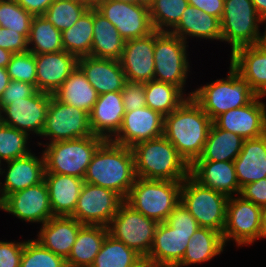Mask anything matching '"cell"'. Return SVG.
Returning <instances> with one entry per match:
<instances>
[{"mask_svg":"<svg viewBox=\"0 0 266 267\" xmlns=\"http://www.w3.org/2000/svg\"><path fill=\"white\" fill-rule=\"evenodd\" d=\"M212 123L201 106L187 97L177 109L164 116L163 136L191 165L202 155Z\"/></svg>","mask_w":266,"mask_h":267,"instance_id":"6da1fadb","label":"cell"},{"mask_svg":"<svg viewBox=\"0 0 266 267\" xmlns=\"http://www.w3.org/2000/svg\"><path fill=\"white\" fill-rule=\"evenodd\" d=\"M136 179L132 148L105 140L87 167L84 182L108 188L124 200Z\"/></svg>","mask_w":266,"mask_h":267,"instance_id":"7a4b0ae2","label":"cell"},{"mask_svg":"<svg viewBox=\"0 0 266 267\" xmlns=\"http://www.w3.org/2000/svg\"><path fill=\"white\" fill-rule=\"evenodd\" d=\"M131 148L138 178L183 182L190 175V165L164 136Z\"/></svg>","mask_w":266,"mask_h":267,"instance_id":"3957f363","label":"cell"},{"mask_svg":"<svg viewBox=\"0 0 266 267\" xmlns=\"http://www.w3.org/2000/svg\"><path fill=\"white\" fill-rule=\"evenodd\" d=\"M194 89L192 98L214 121L219 115L249 104L256 94L248 83L231 67L227 77Z\"/></svg>","mask_w":266,"mask_h":267,"instance_id":"277c9868","label":"cell"},{"mask_svg":"<svg viewBox=\"0 0 266 267\" xmlns=\"http://www.w3.org/2000/svg\"><path fill=\"white\" fill-rule=\"evenodd\" d=\"M181 187L179 181L136 177L125 202L144 216L165 222L180 203Z\"/></svg>","mask_w":266,"mask_h":267,"instance_id":"5b68a950","label":"cell"},{"mask_svg":"<svg viewBox=\"0 0 266 267\" xmlns=\"http://www.w3.org/2000/svg\"><path fill=\"white\" fill-rule=\"evenodd\" d=\"M104 141L105 139L93 134L72 140L43 143L45 173L65 174L84 179L88 165Z\"/></svg>","mask_w":266,"mask_h":267,"instance_id":"8992f818","label":"cell"},{"mask_svg":"<svg viewBox=\"0 0 266 267\" xmlns=\"http://www.w3.org/2000/svg\"><path fill=\"white\" fill-rule=\"evenodd\" d=\"M169 32L154 30V80L172 84L184 94L190 72L187 49L189 45Z\"/></svg>","mask_w":266,"mask_h":267,"instance_id":"52a82bcc","label":"cell"},{"mask_svg":"<svg viewBox=\"0 0 266 267\" xmlns=\"http://www.w3.org/2000/svg\"><path fill=\"white\" fill-rule=\"evenodd\" d=\"M228 197L200 185L190 175L182 182L180 202L196 219L199 227L223 233Z\"/></svg>","mask_w":266,"mask_h":267,"instance_id":"ba28073f","label":"cell"},{"mask_svg":"<svg viewBox=\"0 0 266 267\" xmlns=\"http://www.w3.org/2000/svg\"><path fill=\"white\" fill-rule=\"evenodd\" d=\"M221 22V42L231 46V54L238 48L255 45L262 19L251 0H225Z\"/></svg>","mask_w":266,"mask_h":267,"instance_id":"9c48e42d","label":"cell"},{"mask_svg":"<svg viewBox=\"0 0 266 267\" xmlns=\"http://www.w3.org/2000/svg\"><path fill=\"white\" fill-rule=\"evenodd\" d=\"M157 225V221L135 211L124 201L108 225V232L145 259L150 253Z\"/></svg>","mask_w":266,"mask_h":267,"instance_id":"30bf717a","label":"cell"},{"mask_svg":"<svg viewBox=\"0 0 266 267\" xmlns=\"http://www.w3.org/2000/svg\"><path fill=\"white\" fill-rule=\"evenodd\" d=\"M261 209L240 195L228 198L222 233L225 246L230 241H234L238 247L248 246L259 239Z\"/></svg>","mask_w":266,"mask_h":267,"instance_id":"8fae6325","label":"cell"},{"mask_svg":"<svg viewBox=\"0 0 266 267\" xmlns=\"http://www.w3.org/2000/svg\"><path fill=\"white\" fill-rule=\"evenodd\" d=\"M93 135L89 114L82 109L62 103L50 97L44 129L40 138H48L49 142L72 140Z\"/></svg>","mask_w":266,"mask_h":267,"instance_id":"7c38bea8","label":"cell"},{"mask_svg":"<svg viewBox=\"0 0 266 267\" xmlns=\"http://www.w3.org/2000/svg\"><path fill=\"white\" fill-rule=\"evenodd\" d=\"M124 201L111 189L84 182L71 217L83 225L108 227Z\"/></svg>","mask_w":266,"mask_h":267,"instance_id":"4fadbf2b","label":"cell"},{"mask_svg":"<svg viewBox=\"0 0 266 267\" xmlns=\"http://www.w3.org/2000/svg\"><path fill=\"white\" fill-rule=\"evenodd\" d=\"M94 8L117 28L125 41L147 36L154 31L146 4L100 0Z\"/></svg>","mask_w":266,"mask_h":267,"instance_id":"5bb4252c","label":"cell"},{"mask_svg":"<svg viewBox=\"0 0 266 267\" xmlns=\"http://www.w3.org/2000/svg\"><path fill=\"white\" fill-rule=\"evenodd\" d=\"M52 95L37 91L33 96L13 101L2 108L3 123L28 135L41 136ZM30 132V133H29Z\"/></svg>","mask_w":266,"mask_h":267,"instance_id":"9a60e30c","label":"cell"},{"mask_svg":"<svg viewBox=\"0 0 266 267\" xmlns=\"http://www.w3.org/2000/svg\"><path fill=\"white\" fill-rule=\"evenodd\" d=\"M3 211L28 223H46L53 217L46 182L9 194Z\"/></svg>","mask_w":266,"mask_h":267,"instance_id":"2e32d148","label":"cell"},{"mask_svg":"<svg viewBox=\"0 0 266 267\" xmlns=\"http://www.w3.org/2000/svg\"><path fill=\"white\" fill-rule=\"evenodd\" d=\"M194 233L176 230L166 221L158 223L150 253L144 262L150 267H176L182 261Z\"/></svg>","mask_w":266,"mask_h":267,"instance_id":"e0dca14e","label":"cell"},{"mask_svg":"<svg viewBox=\"0 0 266 267\" xmlns=\"http://www.w3.org/2000/svg\"><path fill=\"white\" fill-rule=\"evenodd\" d=\"M164 116L150 107L125 112L122 125L111 141L122 146L135 144L163 136Z\"/></svg>","mask_w":266,"mask_h":267,"instance_id":"ac0fdd59","label":"cell"},{"mask_svg":"<svg viewBox=\"0 0 266 267\" xmlns=\"http://www.w3.org/2000/svg\"><path fill=\"white\" fill-rule=\"evenodd\" d=\"M256 96L249 104L219 115L213 123L220 129L245 139L266 134V104Z\"/></svg>","mask_w":266,"mask_h":267,"instance_id":"d6986e66","label":"cell"},{"mask_svg":"<svg viewBox=\"0 0 266 267\" xmlns=\"http://www.w3.org/2000/svg\"><path fill=\"white\" fill-rule=\"evenodd\" d=\"M119 62L128 81L146 83L154 80V31L125 41Z\"/></svg>","mask_w":266,"mask_h":267,"instance_id":"ffe728a7","label":"cell"},{"mask_svg":"<svg viewBox=\"0 0 266 267\" xmlns=\"http://www.w3.org/2000/svg\"><path fill=\"white\" fill-rule=\"evenodd\" d=\"M36 62V89L53 95L78 65V58L65 50L34 54Z\"/></svg>","mask_w":266,"mask_h":267,"instance_id":"44dd1931","label":"cell"},{"mask_svg":"<svg viewBox=\"0 0 266 267\" xmlns=\"http://www.w3.org/2000/svg\"><path fill=\"white\" fill-rule=\"evenodd\" d=\"M35 156L32 152L24 157L6 162L7 168L2 169L5 174L4 183L0 184L4 199L16 191L26 189L44 181L45 159L43 152ZM6 170V171H5Z\"/></svg>","mask_w":266,"mask_h":267,"instance_id":"7402d4cb","label":"cell"},{"mask_svg":"<svg viewBox=\"0 0 266 267\" xmlns=\"http://www.w3.org/2000/svg\"><path fill=\"white\" fill-rule=\"evenodd\" d=\"M190 176L200 185L211 188L229 197L239 195L234 162L194 161L190 165Z\"/></svg>","mask_w":266,"mask_h":267,"instance_id":"603a6c76","label":"cell"},{"mask_svg":"<svg viewBox=\"0 0 266 267\" xmlns=\"http://www.w3.org/2000/svg\"><path fill=\"white\" fill-rule=\"evenodd\" d=\"M124 114L125 108L121 91L98 95L89 114L92 133L105 140H111L118 133Z\"/></svg>","mask_w":266,"mask_h":267,"instance_id":"cb8c5ba5","label":"cell"},{"mask_svg":"<svg viewBox=\"0 0 266 267\" xmlns=\"http://www.w3.org/2000/svg\"><path fill=\"white\" fill-rule=\"evenodd\" d=\"M78 66L98 95L122 91L127 79L119 60L84 56Z\"/></svg>","mask_w":266,"mask_h":267,"instance_id":"d4e9b609","label":"cell"},{"mask_svg":"<svg viewBox=\"0 0 266 267\" xmlns=\"http://www.w3.org/2000/svg\"><path fill=\"white\" fill-rule=\"evenodd\" d=\"M82 226L71 216H53L40 226L38 237L34 240L66 260Z\"/></svg>","mask_w":266,"mask_h":267,"instance_id":"484cf974","label":"cell"},{"mask_svg":"<svg viewBox=\"0 0 266 267\" xmlns=\"http://www.w3.org/2000/svg\"><path fill=\"white\" fill-rule=\"evenodd\" d=\"M230 66L248 83L258 97L266 95V53L255 45L244 46L230 54Z\"/></svg>","mask_w":266,"mask_h":267,"instance_id":"4316f807","label":"cell"},{"mask_svg":"<svg viewBox=\"0 0 266 267\" xmlns=\"http://www.w3.org/2000/svg\"><path fill=\"white\" fill-rule=\"evenodd\" d=\"M53 216H71L84 184V179L65 174L45 173Z\"/></svg>","mask_w":266,"mask_h":267,"instance_id":"83f0119b","label":"cell"},{"mask_svg":"<svg viewBox=\"0 0 266 267\" xmlns=\"http://www.w3.org/2000/svg\"><path fill=\"white\" fill-rule=\"evenodd\" d=\"M233 162L240 188L266 178V134L245 139L240 154Z\"/></svg>","mask_w":266,"mask_h":267,"instance_id":"f1b7e54d","label":"cell"},{"mask_svg":"<svg viewBox=\"0 0 266 267\" xmlns=\"http://www.w3.org/2000/svg\"><path fill=\"white\" fill-rule=\"evenodd\" d=\"M169 33L186 43L189 37L221 41V22L217 17L188 5L178 24Z\"/></svg>","mask_w":266,"mask_h":267,"instance_id":"f546056e","label":"cell"},{"mask_svg":"<svg viewBox=\"0 0 266 267\" xmlns=\"http://www.w3.org/2000/svg\"><path fill=\"white\" fill-rule=\"evenodd\" d=\"M52 96L58 101L82 109L88 114L98 99V93L78 65Z\"/></svg>","mask_w":266,"mask_h":267,"instance_id":"4dcf8cb0","label":"cell"},{"mask_svg":"<svg viewBox=\"0 0 266 267\" xmlns=\"http://www.w3.org/2000/svg\"><path fill=\"white\" fill-rule=\"evenodd\" d=\"M125 40L117 28L93 8V39L90 56L119 60Z\"/></svg>","mask_w":266,"mask_h":267,"instance_id":"1f68e13d","label":"cell"},{"mask_svg":"<svg viewBox=\"0 0 266 267\" xmlns=\"http://www.w3.org/2000/svg\"><path fill=\"white\" fill-rule=\"evenodd\" d=\"M108 234V227L83 225L66 259L67 267H91Z\"/></svg>","mask_w":266,"mask_h":267,"instance_id":"d6a6232c","label":"cell"},{"mask_svg":"<svg viewBox=\"0 0 266 267\" xmlns=\"http://www.w3.org/2000/svg\"><path fill=\"white\" fill-rule=\"evenodd\" d=\"M222 234L216 230L198 227L188 242L184 257L176 267L201 264L223 253Z\"/></svg>","mask_w":266,"mask_h":267,"instance_id":"836d02e7","label":"cell"},{"mask_svg":"<svg viewBox=\"0 0 266 267\" xmlns=\"http://www.w3.org/2000/svg\"><path fill=\"white\" fill-rule=\"evenodd\" d=\"M244 139L229 131L218 128L212 123L202 155L195 161H231L242 150Z\"/></svg>","mask_w":266,"mask_h":267,"instance_id":"e575fe53","label":"cell"},{"mask_svg":"<svg viewBox=\"0 0 266 267\" xmlns=\"http://www.w3.org/2000/svg\"><path fill=\"white\" fill-rule=\"evenodd\" d=\"M144 258L110 234L105 237L91 267H140Z\"/></svg>","mask_w":266,"mask_h":267,"instance_id":"d590c367","label":"cell"},{"mask_svg":"<svg viewBox=\"0 0 266 267\" xmlns=\"http://www.w3.org/2000/svg\"><path fill=\"white\" fill-rule=\"evenodd\" d=\"M93 39V8H89L69 29L62 31L63 50L77 58L90 56Z\"/></svg>","mask_w":266,"mask_h":267,"instance_id":"8d00e7d4","label":"cell"},{"mask_svg":"<svg viewBox=\"0 0 266 267\" xmlns=\"http://www.w3.org/2000/svg\"><path fill=\"white\" fill-rule=\"evenodd\" d=\"M192 95L193 92L184 94L178 87L169 83L156 80L145 83L146 106L160 112L163 116L172 113Z\"/></svg>","mask_w":266,"mask_h":267,"instance_id":"74e56055","label":"cell"},{"mask_svg":"<svg viewBox=\"0 0 266 267\" xmlns=\"http://www.w3.org/2000/svg\"><path fill=\"white\" fill-rule=\"evenodd\" d=\"M28 51L33 54L63 51L62 32L42 16H34L28 38Z\"/></svg>","mask_w":266,"mask_h":267,"instance_id":"f35d334b","label":"cell"},{"mask_svg":"<svg viewBox=\"0 0 266 267\" xmlns=\"http://www.w3.org/2000/svg\"><path fill=\"white\" fill-rule=\"evenodd\" d=\"M188 5V0H154L149 5L154 30L170 32L178 24Z\"/></svg>","mask_w":266,"mask_h":267,"instance_id":"ab89813d","label":"cell"},{"mask_svg":"<svg viewBox=\"0 0 266 267\" xmlns=\"http://www.w3.org/2000/svg\"><path fill=\"white\" fill-rule=\"evenodd\" d=\"M89 8L78 0H54L41 16L62 32L69 29Z\"/></svg>","mask_w":266,"mask_h":267,"instance_id":"60d3db41","label":"cell"},{"mask_svg":"<svg viewBox=\"0 0 266 267\" xmlns=\"http://www.w3.org/2000/svg\"><path fill=\"white\" fill-rule=\"evenodd\" d=\"M30 136L4 123L0 124V161L9 162L31 153Z\"/></svg>","mask_w":266,"mask_h":267,"instance_id":"b9f144b4","label":"cell"},{"mask_svg":"<svg viewBox=\"0 0 266 267\" xmlns=\"http://www.w3.org/2000/svg\"><path fill=\"white\" fill-rule=\"evenodd\" d=\"M33 17L16 0H0V22L2 27L22 34L27 40Z\"/></svg>","mask_w":266,"mask_h":267,"instance_id":"7bdbcfd3","label":"cell"},{"mask_svg":"<svg viewBox=\"0 0 266 267\" xmlns=\"http://www.w3.org/2000/svg\"><path fill=\"white\" fill-rule=\"evenodd\" d=\"M20 267H67L66 260L41 246L36 240L24 243Z\"/></svg>","mask_w":266,"mask_h":267,"instance_id":"ee69618b","label":"cell"},{"mask_svg":"<svg viewBox=\"0 0 266 267\" xmlns=\"http://www.w3.org/2000/svg\"><path fill=\"white\" fill-rule=\"evenodd\" d=\"M6 70L11 80L30 83L36 87V62L32 52L14 53Z\"/></svg>","mask_w":266,"mask_h":267,"instance_id":"f6af8a7d","label":"cell"},{"mask_svg":"<svg viewBox=\"0 0 266 267\" xmlns=\"http://www.w3.org/2000/svg\"><path fill=\"white\" fill-rule=\"evenodd\" d=\"M121 92L125 112L146 106L145 83L127 80Z\"/></svg>","mask_w":266,"mask_h":267,"instance_id":"bcb514c9","label":"cell"},{"mask_svg":"<svg viewBox=\"0 0 266 267\" xmlns=\"http://www.w3.org/2000/svg\"><path fill=\"white\" fill-rule=\"evenodd\" d=\"M37 91L36 87L30 83L11 80L0 97V106L3 108L13 101L33 96Z\"/></svg>","mask_w":266,"mask_h":267,"instance_id":"7dc6e473","label":"cell"},{"mask_svg":"<svg viewBox=\"0 0 266 267\" xmlns=\"http://www.w3.org/2000/svg\"><path fill=\"white\" fill-rule=\"evenodd\" d=\"M166 222L176 230L196 231L199 227L196 219L180 202L173 211L169 214Z\"/></svg>","mask_w":266,"mask_h":267,"instance_id":"c3c4849f","label":"cell"},{"mask_svg":"<svg viewBox=\"0 0 266 267\" xmlns=\"http://www.w3.org/2000/svg\"><path fill=\"white\" fill-rule=\"evenodd\" d=\"M25 241H0V267H20Z\"/></svg>","mask_w":266,"mask_h":267,"instance_id":"681fc988","label":"cell"},{"mask_svg":"<svg viewBox=\"0 0 266 267\" xmlns=\"http://www.w3.org/2000/svg\"><path fill=\"white\" fill-rule=\"evenodd\" d=\"M0 47L11 53H21L28 51V40L20 33L0 28Z\"/></svg>","mask_w":266,"mask_h":267,"instance_id":"f907efd6","label":"cell"},{"mask_svg":"<svg viewBox=\"0 0 266 267\" xmlns=\"http://www.w3.org/2000/svg\"><path fill=\"white\" fill-rule=\"evenodd\" d=\"M239 195L257 206H266V178L246 184Z\"/></svg>","mask_w":266,"mask_h":267,"instance_id":"816d5d0a","label":"cell"},{"mask_svg":"<svg viewBox=\"0 0 266 267\" xmlns=\"http://www.w3.org/2000/svg\"><path fill=\"white\" fill-rule=\"evenodd\" d=\"M225 0H188L189 5L197 7L209 15L221 19Z\"/></svg>","mask_w":266,"mask_h":267,"instance_id":"f5cc1de1","label":"cell"},{"mask_svg":"<svg viewBox=\"0 0 266 267\" xmlns=\"http://www.w3.org/2000/svg\"><path fill=\"white\" fill-rule=\"evenodd\" d=\"M54 0H16V2L33 16H41Z\"/></svg>","mask_w":266,"mask_h":267,"instance_id":"db71d44e","label":"cell"},{"mask_svg":"<svg viewBox=\"0 0 266 267\" xmlns=\"http://www.w3.org/2000/svg\"><path fill=\"white\" fill-rule=\"evenodd\" d=\"M255 7L258 16L264 20L266 19V0H251Z\"/></svg>","mask_w":266,"mask_h":267,"instance_id":"11a10c76","label":"cell"},{"mask_svg":"<svg viewBox=\"0 0 266 267\" xmlns=\"http://www.w3.org/2000/svg\"><path fill=\"white\" fill-rule=\"evenodd\" d=\"M10 81L11 79L7 73L6 68L0 67V97L2 96L5 88L9 85Z\"/></svg>","mask_w":266,"mask_h":267,"instance_id":"9f6ffc18","label":"cell"},{"mask_svg":"<svg viewBox=\"0 0 266 267\" xmlns=\"http://www.w3.org/2000/svg\"><path fill=\"white\" fill-rule=\"evenodd\" d=\"M266 24V19L262 20L261 24ZM265 31L263 32V34L260 32L258 34V39L257 42L255 44V46L257 48H259L262 52L266 53V25H265Z\"/></svg>","mask_w":266,"mask_h":267,"instance_id":"6f0895ef","label":"cell"},{"mask_svg":"<svg viewBox=\"0 0 266 267\" xmlns=\"http://www.w3.org/2000/svg\"><path fill=\"white\" fill-rule=\"evenodd\" d=\"M13 53L0 47V67L6 68L11 60Z\"/></svg>","mask_w":266,"mask_h":267,"instance_id":"680465c9","label":"cell"},{"mask_svg":"<svg viewBox=\"0 0 266 267\" xmlns=\"http://www.w3.org/2000/svg\"><path fill=\"white\" fill-rule=\"evenodd\" d=\"M260 238H266V206L261 209L259 240Z\"/></svg>","mask_w":266,"mask_h":267,"instance_id":"91938a15","label":"cell"},{"mask_svg":"<svg viewBox=\"0 0 266 267\" xmlns=\"http://www.w3.org/2000/svg\"><path fill=\"white\" fill-rule=\"evenodd\" d=\"M78 1L85 3L90 8H94L100 0H78Z\"/></svg>","mask_w":266,"mask_h":267,"instance_id":"94428289","label":"cell"},{"mask_svg":"<svg viewBox=\"0 0 266 267\" xmlns=\"http://www.w3.org/2000/svg\"><path fill=\"white\" fill-rule=\"evenodd\" d=\"M113 1L124 2V3H129V4L141 3L140 0H113Z\"/></svg>","mask_w":266,"mask_h":267,"instance_id":"6125c7cd","label":"cell"},{"mask_svg":"<svg viewBox=\"0 0 266 267\" xmlns=\"http://www.w3.org/2000/svg\"><path fill=\"white\" fill-rule=\"evenodd\" d=\"M0 210H4V197L2 195V192H1V188H0Z\"/></svg>","mask_w":266,"mask_h":267,"instance_id":"be15d7a7","label":"cell"},{"mask_svg":"<svg viewBox=\"0 0 266 267\" xmlns=\"http://www.w3.org/2000/svg\"><path fill=\"white\" fill-rule=\"evenodd\" d=\"M154 0H140L141 3L146 4V5H150Z\"/></svg>","mask_w":266,"mask_h":267,"instance_id":"e7e4bbea","label":"cell"},{"mask_svg":"<svg viewBox=\"0 0 266 267\" xmlns=\"http://www.w3.org/2000/svg\"><path fill=\"white\" fill-rule=\"evenodd\" d=\"M2 123H3V119H2V108L0 106V124H2Z\"/></svg>","mask_w":266,"mask_h":267,"instance_id":"03108f58","label":"cell"},{"mask_svg":"<svg viewBox=\"0 0 266 267\" xmlns=\"http://www.w3.org/2000/svg\"><path fill=\"white\" fill-rule=\"evenodd\" d=\"M2 164H3V163L0 161V176H3V173H2V168H3V167H2ZM1 183H2V182L0 181V184H1Z\"/></svg>","mask_w":266,"mask_h":267,"instance_id":"003e7915","label":"cell"},{"mask_svg":"<svg viewBox=\"0 0 266 267\" xmlns=\"http://www.w3.org/2000/svg\"><path fill=\"white\" fill-rule=\"evenodd\" d=\"M140 267H150L146 262H144Z\"/></svg>","mask_w":266,"mask_h":267,"instance_id":"a7ac6f4b","label":"cell"}]
</instances>
